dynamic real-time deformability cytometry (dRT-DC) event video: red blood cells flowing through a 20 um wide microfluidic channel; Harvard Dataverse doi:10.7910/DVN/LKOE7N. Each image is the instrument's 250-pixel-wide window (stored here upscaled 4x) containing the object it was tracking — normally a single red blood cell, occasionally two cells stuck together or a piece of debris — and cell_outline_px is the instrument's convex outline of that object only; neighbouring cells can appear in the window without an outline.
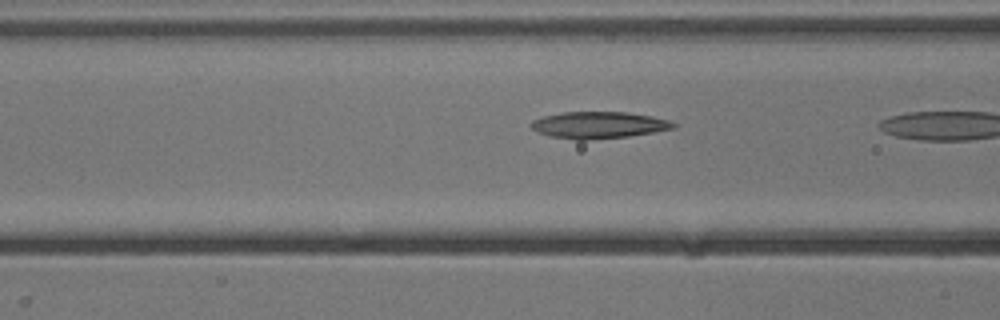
{"species": "common noctule bat (a hibernating species)", "species_latin": "Nyctalus noctula", "temperature_condition": "cold", "stored_images_in_passage": 8, "camera_frame_rate_fps": 3000, "um_per_image_px": 0.085, "animal": {"sex": "male", "body_mass_g": 13.3}, "frame": {"image": 1, "passage_image": 7, "time_ms": 2.0, "image_size_px": [1000, 320], "cell_outline_px": [[676, 128], [628, 136], [584, 140], [576, 140], [548, 136], [536, 132], [528, 124], [532, 120], [544, 116], [560, 112], [628, 112], [652, 116], [668, 120], [676, 124]], "centroid_in_image_um": [50.83, 10.62], "position_along_channel_um": 115.8, "area_um2": 22.25}}